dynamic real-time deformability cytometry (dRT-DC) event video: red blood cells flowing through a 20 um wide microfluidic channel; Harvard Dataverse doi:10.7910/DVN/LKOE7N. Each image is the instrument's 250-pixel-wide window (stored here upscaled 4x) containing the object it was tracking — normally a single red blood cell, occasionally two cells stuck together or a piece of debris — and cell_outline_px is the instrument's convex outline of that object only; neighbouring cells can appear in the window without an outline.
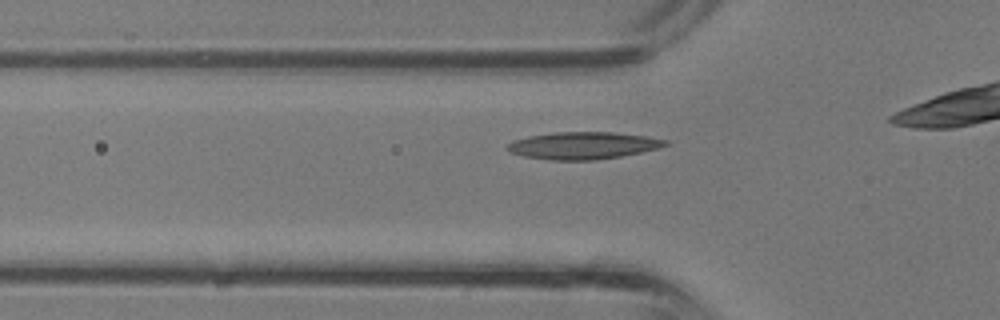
{"species": "common noctule bat (a hibernating species)", "species_latin": "Nyctalus noctula", "temperature_condition": "room temperature", "stored_images_in_passage": 26, "camera_frame_rate_fps": 3000, "um_per_image_px": 0.085, "animal": {"sex": "male", "body_mass_g": 13.3}, "frame": {"image": 1, "passage_image": 6, "time_ms": 1.667, "image_size_px": [1000, 320], "cell_outline_px": [[668, 144], [660, 148], [620, 156], [596, 160], [552, 160], [524, 156], [512, 152], [504, 148], [512, 140], [528, 136], [552, 132], [616, 132], [644, 136], [668, 140]], "centroid_in_image_um": [49.54, 12.36], "position_along_channel_um": 76.3, "area_um2": 25.03}}
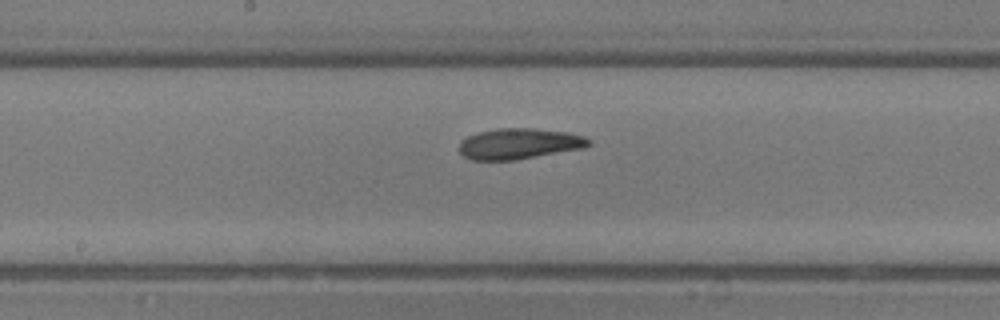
{"frame": {"image": 2, "passage_image": 13, "time_ms": 4.0, "image_size_px": [1000, 320], "cell_outline_px": [[592, 144], [584, 148], [516, 160], [472, 160], [464, 156], [460, 152], [460, 140], [468, 136], [480, 132], [496, 128], [532, 128], [568, 132], [584, 136], [592, 140]], "centroid_in_image_um": [44.16, 12.21], "position_along_channel_um": 204.0, "area_um2": 23.35}}
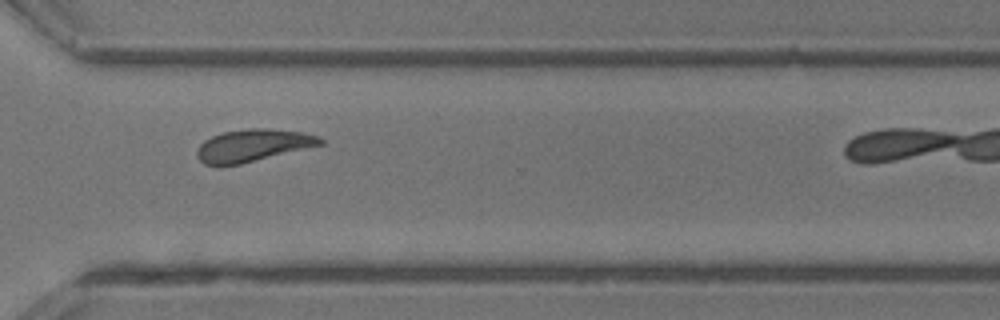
{"frame": {"image": 3, "passage_image": 21, "time_ms": 6.667, "image_size_px": [1000, 320], "cell_outline_px": [[324, 144], [240, 164], [220, 168], [204, 164], [196, 156], [196, 152], [200, 144], [204, 140], [212, 136], [224, 132], [248, 128], [264, 128], [304, 132], [320, 136], [324, 140]], "centroid_in_image_um": [21.47, 12.38], "position_along_channel_um": 349.1, "area_um2": 23.52}}